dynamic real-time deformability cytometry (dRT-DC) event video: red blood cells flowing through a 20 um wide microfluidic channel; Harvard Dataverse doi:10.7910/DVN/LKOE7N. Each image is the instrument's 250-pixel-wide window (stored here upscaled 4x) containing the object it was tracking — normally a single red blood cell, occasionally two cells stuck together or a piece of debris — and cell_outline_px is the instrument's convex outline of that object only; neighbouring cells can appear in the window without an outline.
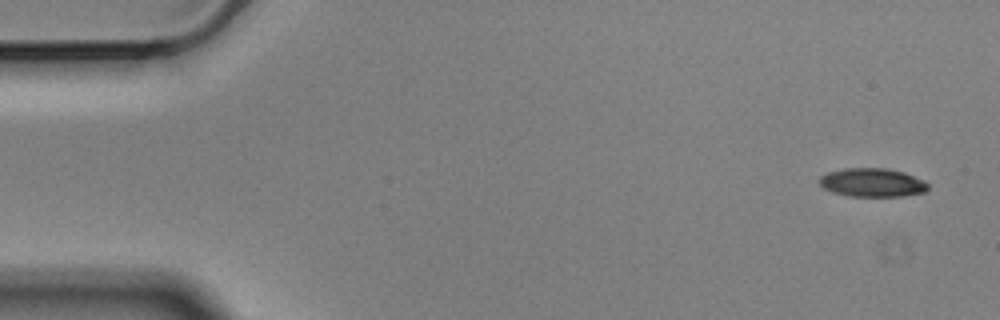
{"species": "Egyptian fruit bat (a non-hibernating species)", "species_latin": "Rousettus aegyptiacus", "temperature_condition": "cold", "stored_images_in_passage": 56, "camera_frame_rate_fps": 3000, "um_per_image_px": 0.085, "animal": {"sex": "male"}, "frame": {"image": 1, "passage_image": 1, "time_ms": 0.0, "image_size_px": [1000, 320], "cell_outline_px": [[928, 188], [924, 192], [900, 196], [848, 196], [832, 192], [824, 188], [820, 184], [820, 176], [828, 172], [844, 168], [888, 168], [904, 172], [924, 180], [928, 184]], "centroid_in_image_um": [74.14, 15.51], "position_along_channel_um": 10.9, "area_um2": 18.09}}
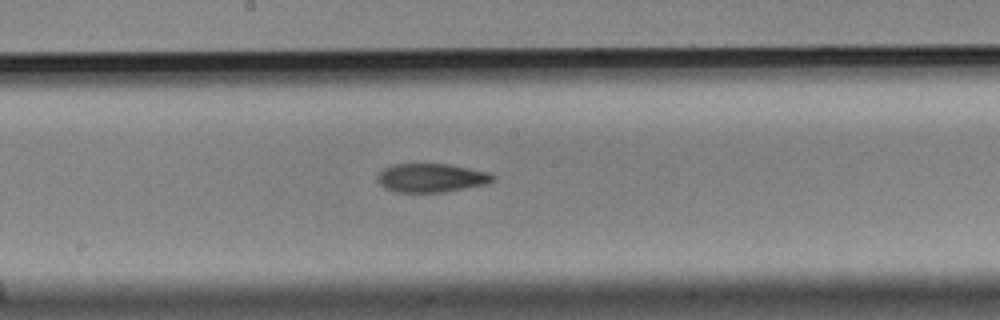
{"frame": {"image": 2, "passage_image": 28, "time_ms": 9.0, "image_size_px": [1000, 320], "cell_outline_px": [[496, 176], [488, 184], [444, 192], [396, 192], [380, 184], [380, 172], [384, 168], [392, 164], [448, 164], [492, 172]], "centroid_in_image_um": [36.75, 15.11], "position_along_channel_um": 211.5, "area_um2": 19.19}}
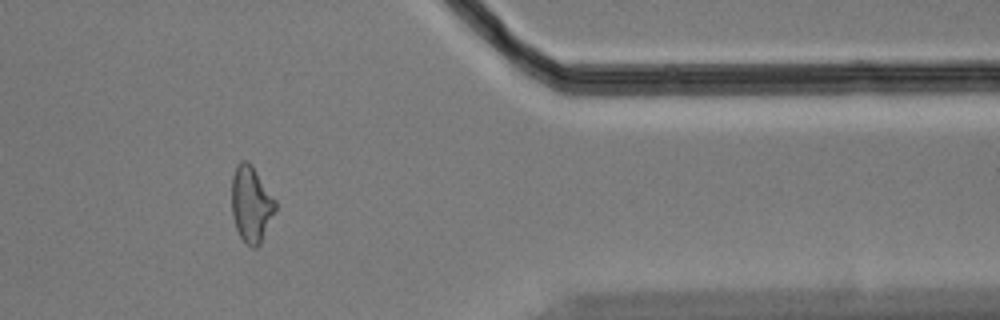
{"frame": {"image": 3, "passage_image": 45, "time_ms": 14.667, "image_size_px": [1000, 320], "cell_outline_px": [[276, 208], [260, 244], [256, 248], [252, 248], [240, 236], [236, 228], [232, 216], [232, 176], [236, 164], [240, 160], [248, 160], [252, 164], [276, 200]], "centroid_in_image_um": [21.34, 17.3], "position_along_channel_um": 390.1, "area_um2": 19.42}, "authors_computed_cell_mechanics": {"area_um2": 19.2474, "velocity_mm_per_s": 3.5305, "shape_relaxation_time_tau1_ms": null, "shape_relaxation_time_tau2_ms": 6.8772, "deformation_change_tau1": null, "deformation_change_tau2": 0.1597}}